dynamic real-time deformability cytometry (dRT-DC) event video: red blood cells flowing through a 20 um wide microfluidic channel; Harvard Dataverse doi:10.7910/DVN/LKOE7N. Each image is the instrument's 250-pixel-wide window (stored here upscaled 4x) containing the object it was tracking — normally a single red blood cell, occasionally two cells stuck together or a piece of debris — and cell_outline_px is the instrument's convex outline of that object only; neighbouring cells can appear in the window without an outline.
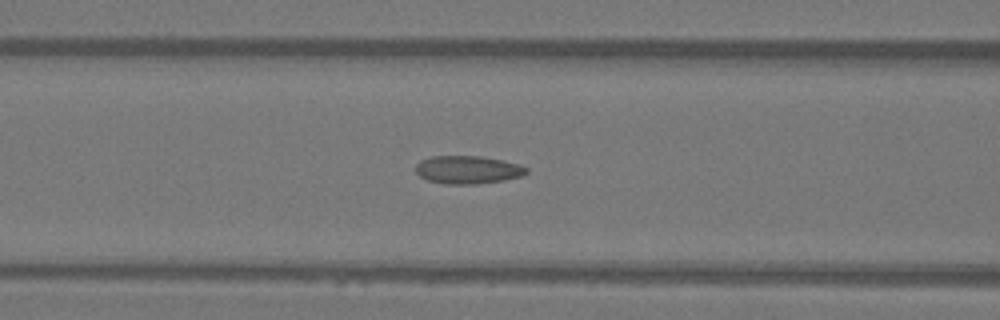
{"species": "Egyptian fruit bat (a non-hibernating species)", "species_latin": "Rousettus aegyptiacus", "temperature_condition": "warm", "stored_images_in_passage": 39, "camera_frame_rate_fps": 3000, "um_per_image_px": 0.085, "animal": {"sex": "female"}, "frame": {"image": 1, "passage_image": 9, "time_ms": 2.667, "image_size_px": [1000, 320], "cell_outline_px": [[528, 172], [520, 176], [504, 180], [476, 184], [444, 184], [428, 180], [420, 176], [416, 172], [416, 164], [420, 160], [432, 156], [480, 156], [520, 164], [528, 168]], "centroid_in_image_um": [39.75, 14.43], "position_along_channel_um": 126.9, "area_um2": 18.03}}
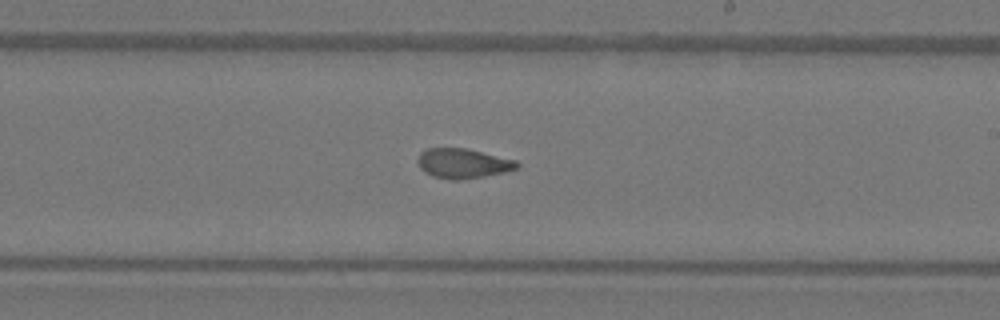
{"frame": {"image": 2, "passage_image": 18, "time_ms": 5.667, "image_size_px": [1000, 320], "cell_outline_px": [[520, 168], [504, 172], [484, 176], [460, 180], [452, 180], [432, 176], [424, 172], [420, 168], [416, 160], [420, 152], [428, 148], [464, 148], [516, 160], [520, 164]], "centroid_in_image_um": [39.33, 13.89], "position_along_channel_um": 249.7, "area_um2": 17.28}}
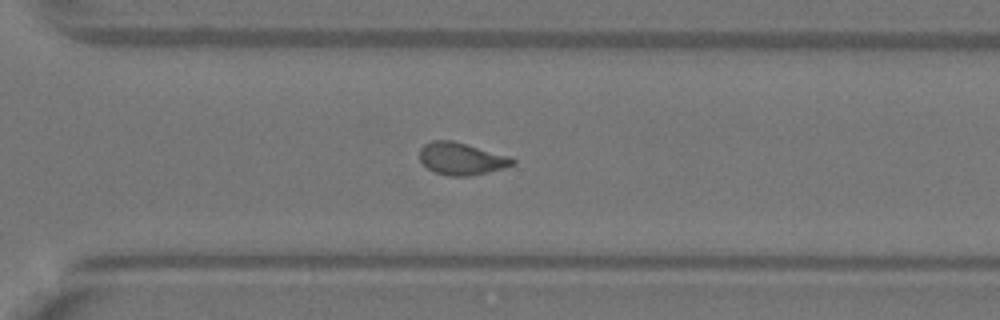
{"frame": {"image": 3, "passage_image": 24, "time_ms": 7.667, "image_size_px": [1000, 320], "cell_outline_px": [[516, 164], [504, 168], [472, 176], [448, 176], [436, 172], [428, 168], [420, 160], [420, 148], [424, 144], [432, 140], [452, 140], [512, 156], [516, 160]], "centroid_in_image_um": [39.27, 13.49], "position_along_channel_um": 331.3, "area_um2": 17.69}, "authors_computed_cell_mechanics": {"area_um2": 17.5134, "velocity_mm_per_s": 4.1098, "shape_relaxation_time_tau1_ms": null, "shape_relaxation_time_tau2_ms": 1.663, "deformation_change_tau1": null, "deformation_change_tau2": 0.0872}}